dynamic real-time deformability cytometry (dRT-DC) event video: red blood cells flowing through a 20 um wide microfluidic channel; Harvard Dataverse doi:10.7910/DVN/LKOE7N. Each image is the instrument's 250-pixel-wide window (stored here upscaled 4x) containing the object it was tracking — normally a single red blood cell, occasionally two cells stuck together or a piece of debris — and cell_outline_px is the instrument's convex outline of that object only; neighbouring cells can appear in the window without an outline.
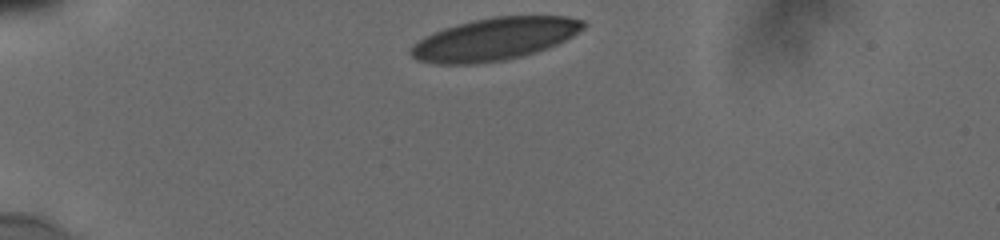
{"species": "human", "species_latin": "Homo sapiens", "temperature_condition": "cold", "stored_images_in_passage": 33, "camera_frame_rate_fps": 3000, "um_per_image_px": 0.085, "donor": {"sex": "male"}, "frame": {"image": 1, "passage_image": 1, "time_ms": 0.0, "image_size_px": [1000, 240], "cell_outline_px": [[588, 24], [584, 28], [572, 36], [556, 44], [536, 52], [504, 60], [476, 64], [432, 64], [416, 60], [408, 52], [408, 48], [412, 44], [424, 36], [444, 28], [472, 20], [496, 16], [568, 16], [584, 20]], "centroid_in_image_um": [42.0, 3.32], "position_along_channel_um": 43.0, "area_um2": 42.89}}
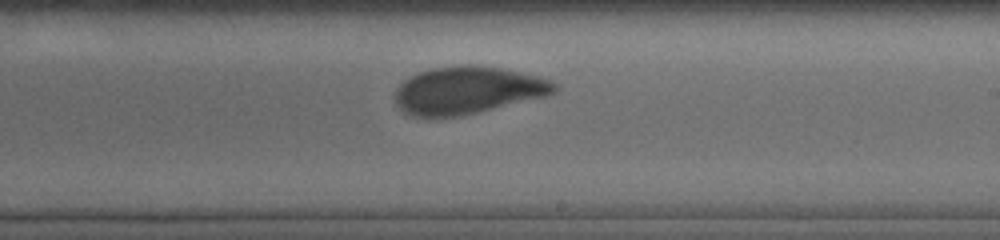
{"frame": {"image": 2, "passage_image": 21, "time_ms": 6.667, "image_size_px": [1000, 240], "cell_outline_px": [[560, 88], [556, 92], [548, 96], [460, 116], [428, 120], [412, 116], [404, 112], [396, 104], [396, 88], [404, 80], [420, 72], [432, 68], [500, 68], [536, 76], [552, 80]], "centroid_in_image_um": [39.75, 7.75], "position_along_channel_um": 249.3, "area_um2": 43.47}}
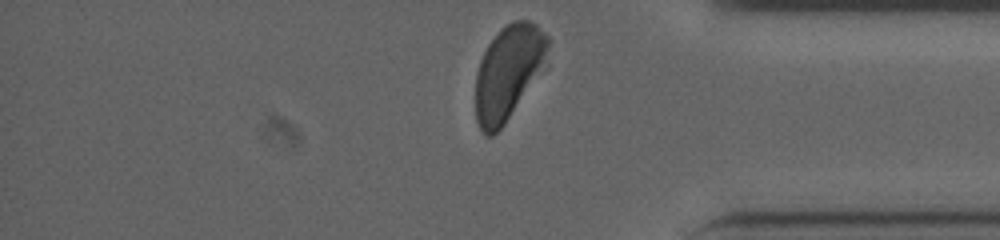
{"frame": {"image": 3, "passage_image": 33, "time_ms": 10.667, "image_size_px": [1000, 240], "cell_outline_px": [[552, 40], [548, 68], [504, 124], [492, 136], [484, 136], [476, 120], [476, 72], [480, 60], [488, 44], [500, 28], [512, 20], [528, 20], [536, 24]], "centroid_in_image_um": [43.3, 6.12], "position_along_channel_um": 391.9, "area_um2": 41.21}, "authors_computed_cell_mechanics": {"area_um2": 44.4482, "velocity_mm_per_s": 3.8299, "shape_relaxation_time_tau1_ms": 3.768, "shape_relaxation_time_tau2_ms": 0.7631, "deformation_change_tau1": 0.1445, "deformation_change_tau2": 0.0541}}